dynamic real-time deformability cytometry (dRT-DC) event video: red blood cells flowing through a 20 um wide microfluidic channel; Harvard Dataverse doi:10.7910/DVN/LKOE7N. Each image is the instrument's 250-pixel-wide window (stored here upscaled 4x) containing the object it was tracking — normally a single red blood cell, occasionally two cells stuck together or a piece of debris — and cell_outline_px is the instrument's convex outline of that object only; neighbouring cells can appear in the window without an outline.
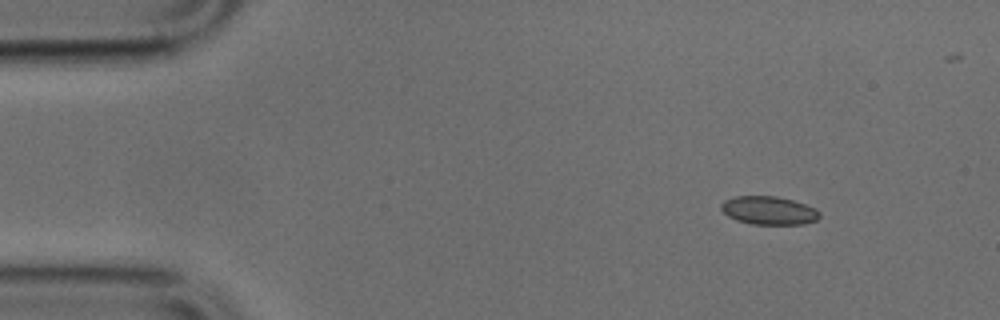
{"species": "common noctule bat (a hibernating species)", "species_latin": "Nyctalus noctula", "temperature_condition": "cold", "stored_images_in_passage": 46, "camera_frame_rate_fps": 3000, "um_per_image_px": 0.085, "animal": {"sex": "male", "body_mass_g": 17.9, "forearm_length_mm": 54.2}, "frame": {"image": 1, "passage_image": 1, "time_ms": 0.0, "image_size_px": [1000, 320], "cell_outline_px": [[820, 216], [816, 220], [804, 224], [748, 224], [736, 220], [728, 216], [720, 208], [720, 204], [724, 200], [736, 196], [776, 196], [792, 200], [816, 208], [820, 212]], "centroid_in_image_um": [65.33, 17.89], "position_along_channel_um": 19.7, "area_um2": 16.3}}
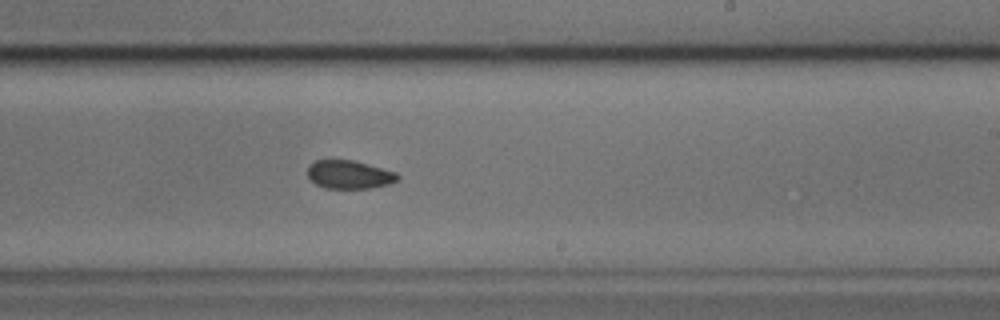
{"frame": {"image": 2, "passage_image": 25, "time_ms": 8.0, "image_size_px": [1000, 320], "cell_outline_px": [[400, 180], [388, 184], [368, 188], [324, 188], [316, 184], [308, 176], [308, 164], [316, 160], [352, 160], [368, 164], [396, 172], [400, 176]], "centroid_in_image_um": [29.69, 14.83], "position_along_channel_um": 259.3, "area_um2": 14.85}}
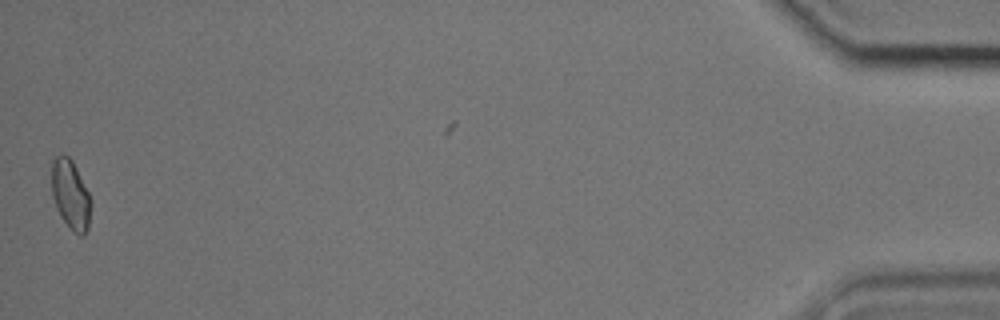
{"frame": {"image": 3, "passage_image": 45, "time_ms": 14.667, "image_size_px": [1000, 320], "cell_outline_px": [[92, 200], [88, 228], [84, 236], [80, 236], [72, 232], [60, 216], [56, 208], [52, 196], [52, 160], [60, 152], [64, 152], [72, 160]], "centroid_in_image_um": [5.99, 16.55], "position_along_channel_um": 429.2, "area_um2": 16.18}}